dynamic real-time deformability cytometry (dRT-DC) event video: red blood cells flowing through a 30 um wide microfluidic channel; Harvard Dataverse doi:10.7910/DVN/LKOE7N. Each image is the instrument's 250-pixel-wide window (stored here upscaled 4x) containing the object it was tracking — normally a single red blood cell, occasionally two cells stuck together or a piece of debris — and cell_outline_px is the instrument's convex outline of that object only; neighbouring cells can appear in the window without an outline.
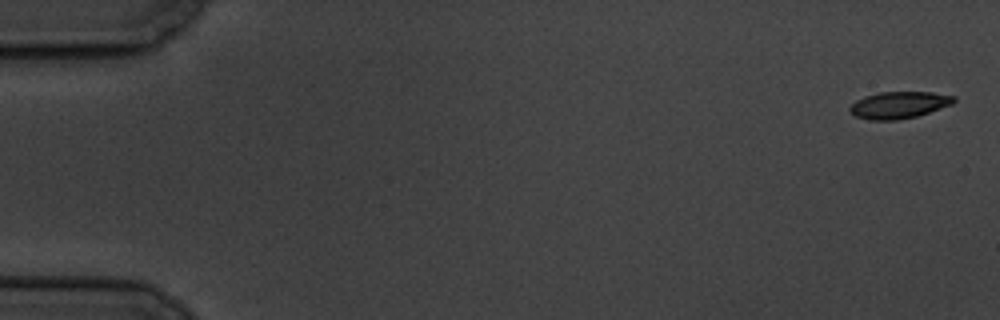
{"species": "common noctule bat (a hibernating species)", "species_latin": "Nyctalus noctula", "temperature_condition": "cold", "stored_images_in_passage": 7, "camera_frame_rate_fps": 3000, "um_per_image_px": 0.085, "animal": {"sex": "male", "body_mass_g": 19.5, "forearm_length_mm": 54.6}, "frame": {"image": 1, "passage_image": 1, "time_ms": 0.0, "image_size_px": [1000, 320], "cell_outline_px": [[956, 100], [952, 104], [916, 116], [900, 120], [868, 120], [856, 116], [848, 108], [856, 100], [864, 96], [880, 92], [932, 92], [956, 96]], "centroid_in_image_um": [76.41, 8.92], "position_along_channel_um": 8.6, "area_um2": 16.24}}
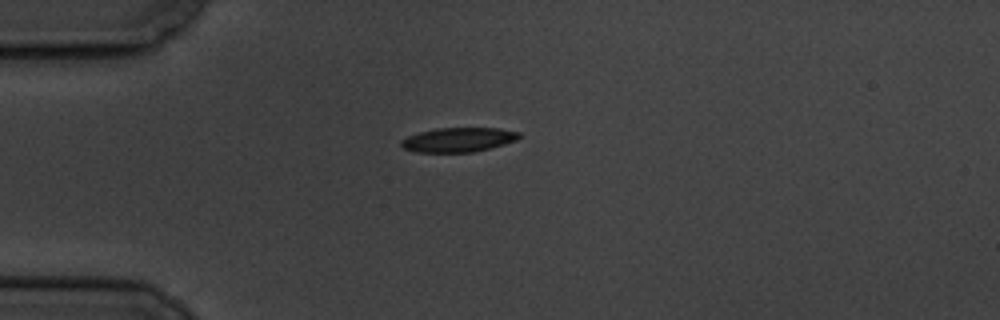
{"frame": {"image": 2, "passage_image": 5, "time_ms": 4.667, "image_size_px": [1000, 320], "cell_outline_px": [[520, 136], [516, 140], [504, 144], [472, 152], [416, 152], [404, 148], [400, 144], [400, 140], [408, 136], [420, 132], [436, 128], [500, 128], [520, 132]], "centroid_in_image_um": [38.95, 11.87], "position_along_channel_um": 46.1, "area_um2": 16.65}}
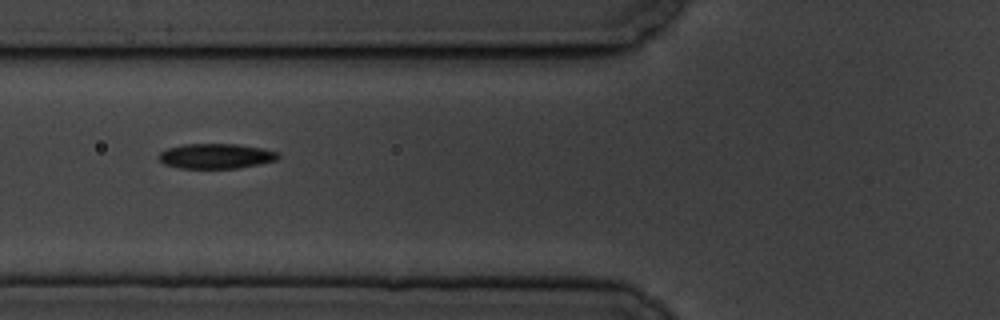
{"frame": {"image": 3, "passage_image": 7, "time_ms": 7.0, "image_size_px": [1000, 320], "cell_outline_px": [[280, 156], [276, 160], [260, 164], [236, 168], [180, 168], [164, 164], [156, 156], [160, 152], [168, 148], [184, 144], [236, 144], [264, 148], [276, 152]], "centroid_in_image_um": [18.34, 13.26], "position_along_channel_um": 107.5, "area_um2": 17.4}}